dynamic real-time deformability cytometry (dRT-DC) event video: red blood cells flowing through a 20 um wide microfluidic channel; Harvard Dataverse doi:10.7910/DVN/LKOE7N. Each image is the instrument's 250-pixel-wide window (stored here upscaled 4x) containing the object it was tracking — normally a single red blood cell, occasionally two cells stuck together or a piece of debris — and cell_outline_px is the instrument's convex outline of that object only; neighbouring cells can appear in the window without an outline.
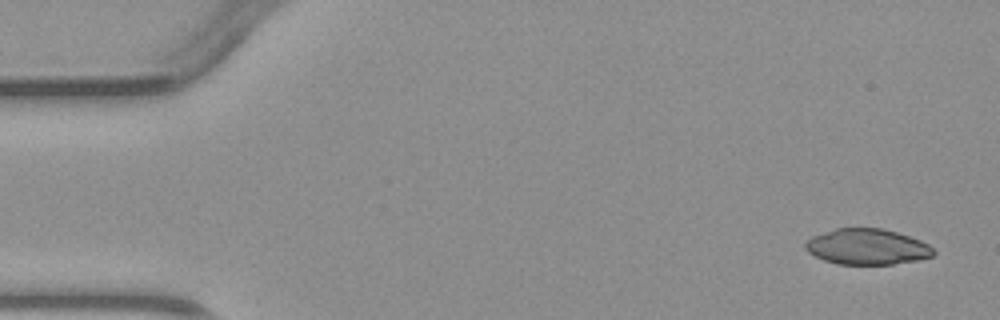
{"species": "common noctule bat (a hibernating species)", "species_latin": "Nyctalus noctula", "temperature_condition": "warm", "stored_images_in_passage": 3, "camera_frame_rate_fps": 3000, "um_per_image_px": 0.085, "animal": {"sex": "male", "body_mass_g": 23.1, "forearm_length_mm": 52.7}, "frame": {"image": 1, "passage_image": 1, "time_ms": 0.0, "image_size_px": [1000, 320], "cell_outline_px": [[936, 252], [932, 256], [916, 260], [892, 264], [836, 264], [824, 260], [808, 252], [804, 248], [804, 244], [812, 236], [836, 228], [880, 228], [896, 232], [920, 240], [928, 244]], "centroid_in_image_um": [73.68, 20.97], "position_along_channel_um": 11.3, "area_um2": 26.53}}